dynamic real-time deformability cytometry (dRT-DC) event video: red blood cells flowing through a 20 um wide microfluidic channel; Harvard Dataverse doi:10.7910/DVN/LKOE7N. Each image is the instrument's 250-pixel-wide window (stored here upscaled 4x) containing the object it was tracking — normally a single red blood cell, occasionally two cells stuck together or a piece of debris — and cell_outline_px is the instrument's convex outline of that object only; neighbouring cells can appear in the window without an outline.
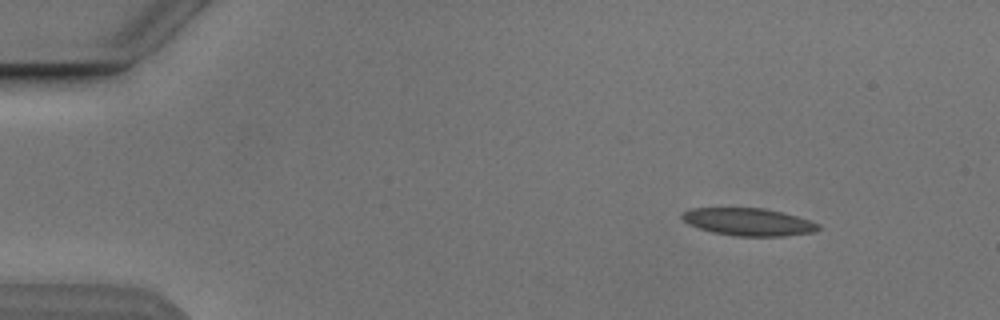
{"species": "Egyptian fruit bat (a non-hibernating species)", "species_latin": "Rousettus aegyptiacus", "temperature_condition": "cold", "stored_images_in_passage": 6, "camera_frame_rate_fps": 3000, "um_per_image_px": 0.085, "animal": {"sex": "male"}, "frame": {"image": 1, "passage_image": 1, "time_ms": 0.0, "image_size_px": [1000, 320], "cell_outline_px": [[820, 228], [816, 232], [784, 236], [736, 236], [712, 232], [688, 224], [680, 216], [684, 212], [692, 208], [764, 208], [784, 212], [820, 224]], "centroid_in_image_um": [63.65, 18.86], "position_along_channel_um": 21.4, "area_um2": 21.85}}
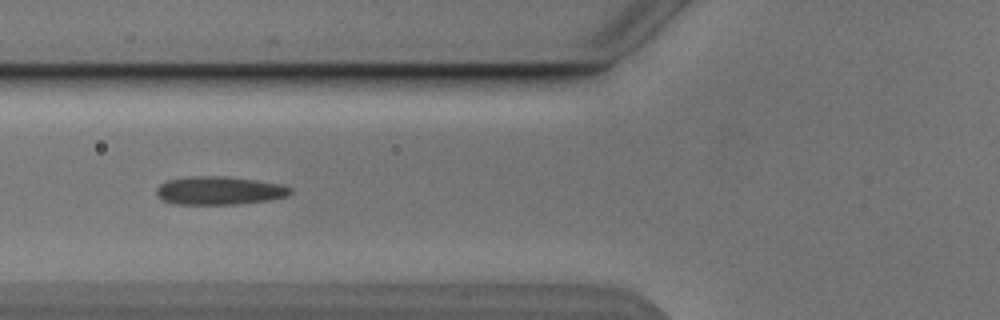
{"frame": {"image": 2, "passage_image": 5, "time_ms": 4.667, "image_size_px": [1000, 320], "cell_outline_px": [[292, 192], [288, 196], [268, 200], [240, 204], [172, 204], [160, 200], [156, 196], [156, 188], [160, 184], [168, 180], [192, 176], [224, 176], [256, 180], [284, 184], [292, 188]], "centroid_in_image_um": [18.63, 16.2], "position_along_channel_um": 107.2, "area_um2": 22.37}}